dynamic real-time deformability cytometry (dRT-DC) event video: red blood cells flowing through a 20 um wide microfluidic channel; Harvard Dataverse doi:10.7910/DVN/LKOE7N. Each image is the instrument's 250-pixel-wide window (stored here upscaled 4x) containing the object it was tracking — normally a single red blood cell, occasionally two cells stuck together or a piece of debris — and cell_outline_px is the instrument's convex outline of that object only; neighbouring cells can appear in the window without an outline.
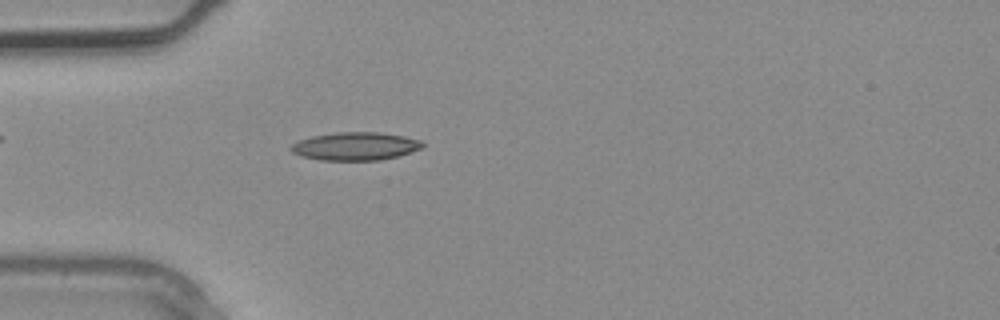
{"species": "common noctule bat (a hibernating species)", "species_latin": "Nyctalus noctula", "temperature_condition": "warm", "stored_images_in_passage": 4, "camera_frame_rate_fps": 3000, "um_per_image_px": 0.085, "animal": {"sex": "male", "body_mass_g": 20.4}, "frame": {"image": 1, "passage_image": 4, "time_ms": 1.0, "image_size_px": [1000, 320], "cell_outline_px": [[424, 144], [420, 148], [400, 156], [380, 160], [320, 160], [300, 156], [292, 152], [288, 148], [292, 144], [300, 140], [312, 136], [336, 132], [380, 132], [404, 136], [420, 140]], "centroid_in_image_um": [30.18, 12.43], "position_along_channel_um": 54.8, "area_um2": 21.56}}